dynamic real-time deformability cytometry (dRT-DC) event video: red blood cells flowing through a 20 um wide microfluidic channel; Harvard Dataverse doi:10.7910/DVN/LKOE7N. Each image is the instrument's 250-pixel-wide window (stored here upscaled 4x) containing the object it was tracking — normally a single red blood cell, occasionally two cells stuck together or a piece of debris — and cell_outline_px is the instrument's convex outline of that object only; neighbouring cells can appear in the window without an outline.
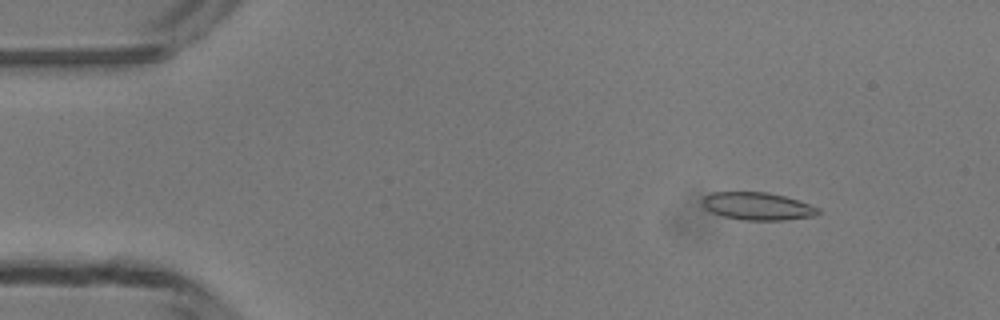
{"species": "common noctule bat (a hibernating species)", "species_latin": "Nyctalus noctula", "temperature_condition": "room temperature", "stored_images_in_passage": 45, "camera_frame_rate_fps": 3000, "um_per_image_px": 0.085, "animal": {"sex": "male", "body_mass_g": 13.3}, "frame": {"image": 1, "passage_image": 2, "time_ms": 0.333, "image_size_px": [1000, 320], "cell_outline_px": [[820, 212], [816, 216], [784, 220], [740, 220], [724, 216], [712, 212], [704, 208], [704, 196], [712, 192], [768, 192], [784, 196], [820, 208]], "centroid_in_image_um": [64.41, 17.53], "position_along_channel_um": 20.6, "area_um2": 18.55}}
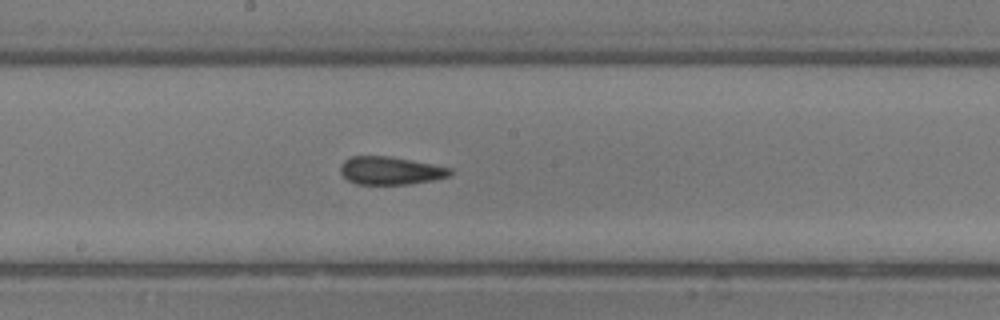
{"frame": {"image": 2, "passage_image": 22, "time_ms": 7.0, "image_size_px": [1000, 320], "cell_outline_px": [[452, 172], [448, 176], [432, 180], [408, 184], [356, 184], [348, 180], [340, 172], [340, 164], [344, 160], [352, 156], [388, 156], [432, 164], [452, 168]], "centroid_in_image_um": [33.15, 14.5], "position_along_channel_um": 215.0, "area_um2": 17.74}}
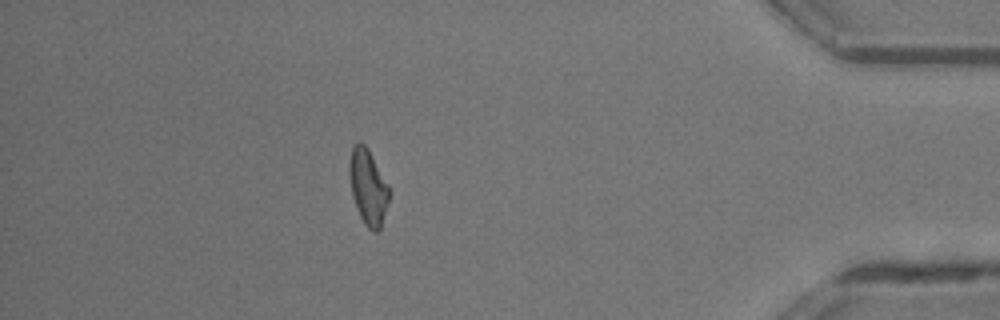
{"frame": {"image": 3, "passage_image": 39, "time_ms": 12.667, "image_size_px": [1000, 320], "cell_outline_px": [[388, 200], [380, 228], [376, 232], [372, 232], [364, 224], [356, 208], [352, 196], [348, 172], [348, 168], [352, 148], [360, 140], [368, 148], [388, 184]], "centroid_in_image_um": [31.25, 15.88], "position_along_channel_um": 403.9, "area_um2": 17.34}, "authors_computed_cell_mechanics": {"area_um2": 17.8602, "velocity_mm_per_s": 4.1876, "shape_relaxation_time_tau1_ms": 7.0796, "shape_relaxation_time_tau2_ms": 1.449, "deformation_change_tau1": 0.1714, "deformation_change_tau2": 0.0786}}